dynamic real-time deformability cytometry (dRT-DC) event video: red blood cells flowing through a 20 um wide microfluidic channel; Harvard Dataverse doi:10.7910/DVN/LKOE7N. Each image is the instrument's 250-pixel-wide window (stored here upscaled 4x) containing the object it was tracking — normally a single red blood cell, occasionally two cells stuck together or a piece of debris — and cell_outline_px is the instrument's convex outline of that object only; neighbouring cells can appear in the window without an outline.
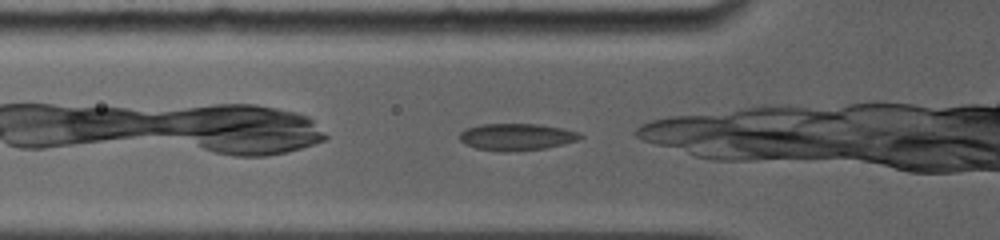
{"species": "common noctule bat (a hibernating species)", "species_latin": "Nyctalus noctula", "temperature_condition": "room temperature", "stored_images_in_passage": 32, "camera_frame_rate_fps": 5000, "um_per_image_px": 0.085, "animal": {"sex": "female", "body_mass_g": 19.0, "forearm_length_mm": 56.7}, "frame": {"image": 1, "passage_image": 2, "time_ms": 0.2, "image_size_px": [1000, 240], "cell_outline_px": [[584, 136], [576, 140], [544, 148], [508, 152], [504, 152], [476, 148], [464, 144], [460, 140], [460, 132], [464, 128], [480, 124], [540, 124], [564, 128], [580, 132]], "centroid_in_image_um": [43.88, 11.62], "position_along_channel_um": 81.9, "area_um2": 18.96}}
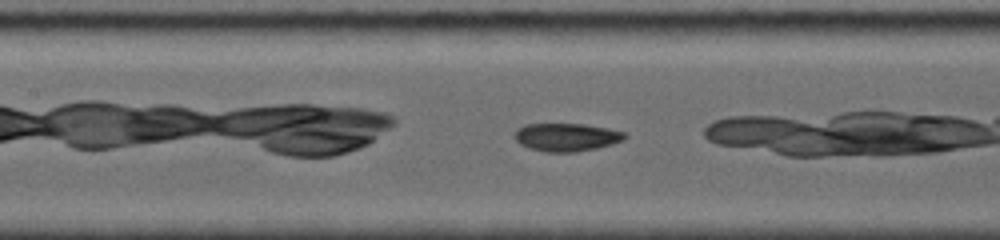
{"frame": {"image": 2, "passage_image": 12, "time_ms": 2.2, "image_size_px": [1000, 240], "cell_outline_px": [[628, 136], [624, 140], [612, 144], [596, 148], [576, 152], [548, 152], [528, 148], [520, 144], [516, 140], [516, 128], [524, 124], [584, 124], [608, 128], [624, 132]], "centroid_in_image_um": [48.16, 11.66], "position_along_channel_um": 159.2, "area_um2": 18.03}}
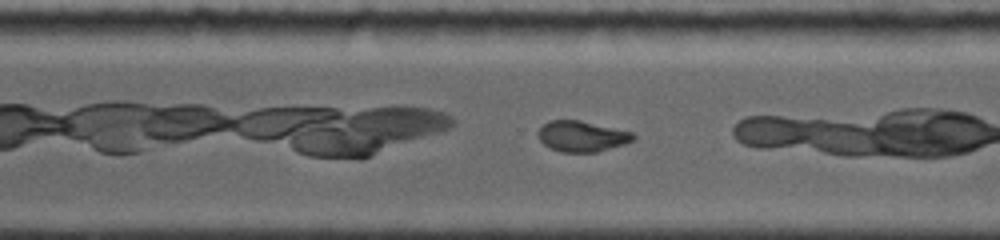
{"frame": {"image": 3, "passage_image": 26, "time_ms": 1006.4, "image_size_px": [1000, 240], "cell_outline_px": [[636, 136], [632, 140], [624, 144], [596, 152], [564, 152], [552, 148], [544, 144], [540, 140], [540, 128], [548, 120], [580, 120], [632, 132]], "centroid_in_image_um": [49.48, 11.57], "position_along_channel_um": 321.1, "area_um2": 16.7}}